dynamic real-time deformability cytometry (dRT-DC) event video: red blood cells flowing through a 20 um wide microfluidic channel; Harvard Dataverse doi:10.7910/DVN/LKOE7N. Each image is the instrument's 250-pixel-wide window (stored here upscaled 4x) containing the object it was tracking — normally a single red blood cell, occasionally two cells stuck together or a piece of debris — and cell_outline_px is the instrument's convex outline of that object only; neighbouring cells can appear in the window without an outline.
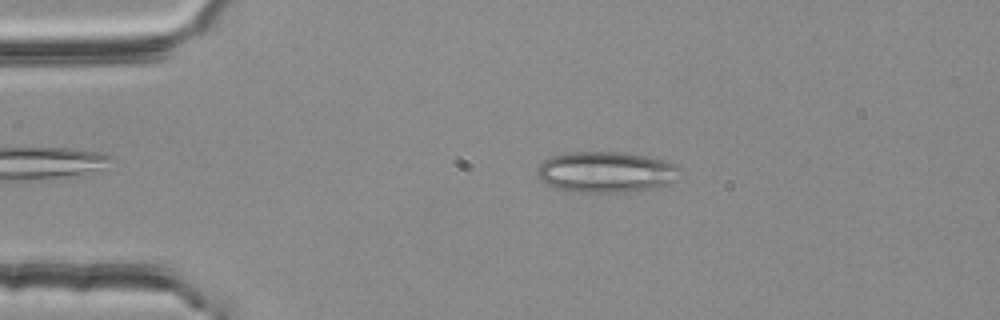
{"species": "common noctule bat (a hibernating species)", "species_latin": "Nyctalus noctula", "temperature_condition": "room temperature", "stored_images_in_passage": 3, "camera_frame_rate_fps": 3000, "um_per_image_px": 0.085, "animal": {"sex": "female", "body_mass_g": 25.1}, "frame": {"image": 1, "passage_image": 2, "time_ms": 0.333, "image_size_px": [1000, 320], "cell_outline_px": [[680, 168], [672, 180], [668, 184], [648, 188], [620, 192], [580, 192], [552, 188], [544, 184], [540, 180], [536, 172], [540, 164], [544, 160], [552, 156], [568, 152], [624, 152], [648, 156], [664, 160], [676, 164]], "centroid_in_image_um": [51.43, 14.61], "position_along_channel_um": 33.6, "area_um2": 33.87}}